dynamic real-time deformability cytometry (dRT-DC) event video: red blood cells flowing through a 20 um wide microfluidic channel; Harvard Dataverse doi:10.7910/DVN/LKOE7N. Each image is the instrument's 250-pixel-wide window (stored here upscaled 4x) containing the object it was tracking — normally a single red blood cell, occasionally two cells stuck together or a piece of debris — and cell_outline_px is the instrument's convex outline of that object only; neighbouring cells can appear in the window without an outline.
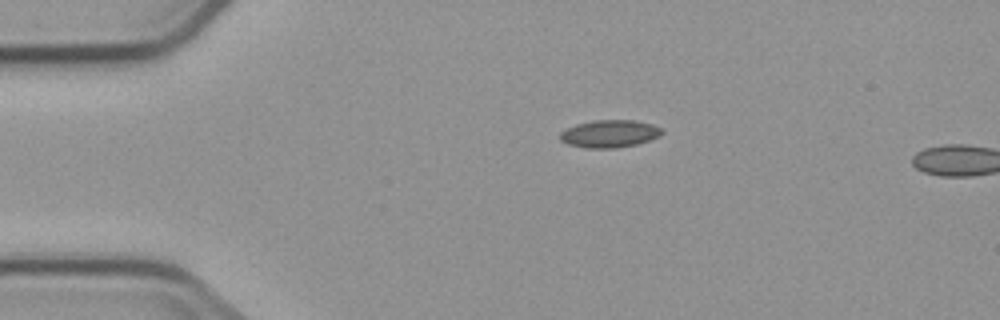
{"species": "common noctule bat (a hibernating species)", "species_latin": "Nyctalus noctula", "temperature_condition": "cold", "stored_images_in_passage": 2, "camera_frame_rate_fps": 3000, "um_per_image_px": 0.085, "animal": {"sex": "male", "body_mass_g": 23.1, "forearm_length_mm": 52.7}, "frame": {"image": 1, "passage_image": 1, "time_ms": 0.0, "image_size_px": [1000, 320], "cell_outline_px": [[664, 132], [660, 136], [636, 144], [616, 148], [584, 148], [568, 144], [560, 140], [560, 132], [576, 124], [596, 120], [632, 120], [652, 124], [660, 128]], "centroid_in_image_um": [51.8, 11.37], "position_along_channel_um": 33.2, "area_um2": 16.24}}